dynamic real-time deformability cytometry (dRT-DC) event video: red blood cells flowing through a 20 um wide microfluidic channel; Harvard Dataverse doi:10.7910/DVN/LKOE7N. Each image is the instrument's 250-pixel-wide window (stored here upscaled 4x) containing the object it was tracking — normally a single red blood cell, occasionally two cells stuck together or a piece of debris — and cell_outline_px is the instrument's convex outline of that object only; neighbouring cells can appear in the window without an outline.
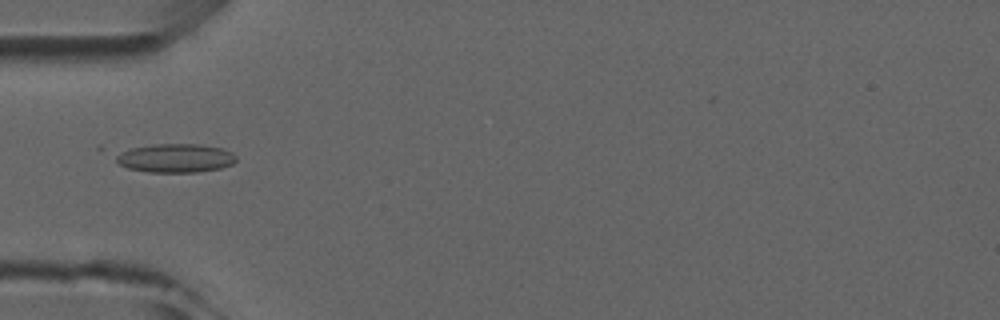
{"species": "common noctule bat (a hibernating species)", "species_latin": "Nyctalus noctula", "temperature_condition": "room temperature", "stored_images_in_passage": 6, "camera_frame_rate_fps": 3000, "um_per_image_px": 0.085, "animal": {"sex": "male", "forearm_length_mm": 52.5}, "frame": {"image": 1, "passage_image": 5, "time_ms": 4.667, "image_size_px": [1000, 320], "cell_outline_px": [[236, 160], [232, 164], [220, 168], [196, 172], [148, 172], [128, 168], [120, 164], [116, 160], [116, 156], [132, 148], [152, 144], [200, 144], [220, 148], [232, 152], [236, 156]], "centroid_in_image_um": [14.95, 13.44], "position_along_channel_um": 70.1, "area_um2": 19.88}}
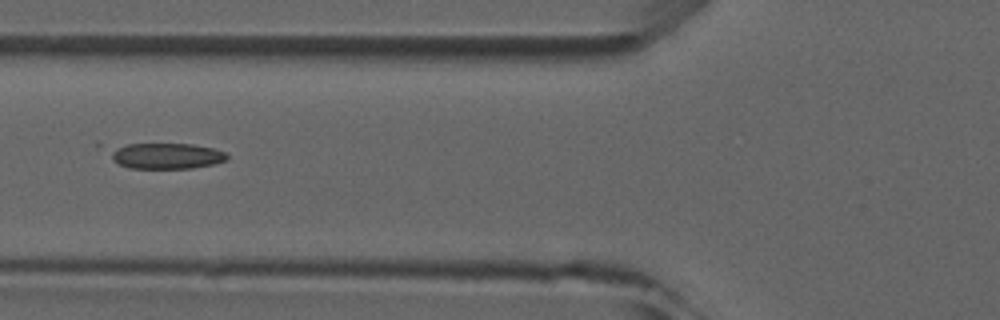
{"frame": {"image": 2, "passage_image": 6, "time_ms": 5.667, "image_size_px": [1000, 320], "cell_outline_px": [[228, 160], [212, 164], [192, 168], [128, 168], [112, 160], [96, 144], [192, 144], [212, 148], [224, 152], [228, 156]], "centroid_in_image_um": [13.85, 13.21], "position_along_channel_um": 112.0, "area_um2": 18.5}}